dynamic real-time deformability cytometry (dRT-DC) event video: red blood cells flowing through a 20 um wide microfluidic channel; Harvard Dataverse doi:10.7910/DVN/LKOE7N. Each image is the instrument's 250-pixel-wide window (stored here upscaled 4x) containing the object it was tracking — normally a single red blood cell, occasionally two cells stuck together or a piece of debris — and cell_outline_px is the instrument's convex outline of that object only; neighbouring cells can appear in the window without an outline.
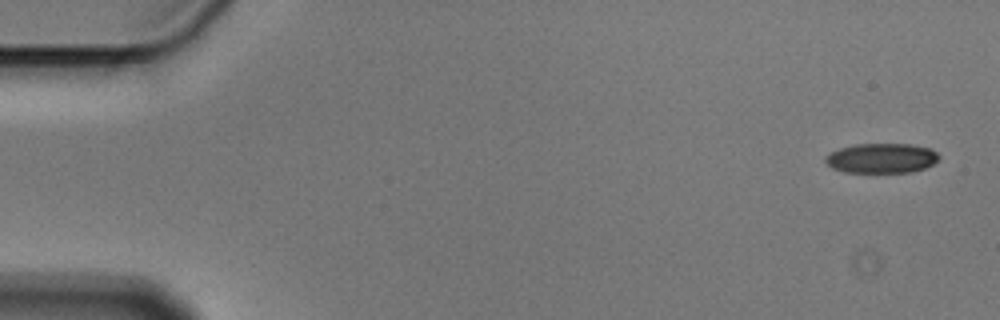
{"species": "Egyptian fruit bat (a non-hibernating species)", "species_latin": "Rousettus aegyptiacus", "temperature_condition": "cold", "stored_images_in_passage": 5, "camera_frame_rate_fps": 3000, "um_per_image_px": 0.085, "animal": {"sex": "male"}, "frame": {"image": 1, "passage_image": 1, "time_ms": 0.0, "image_size_px": [1000, 320], "cell_outline_px": [[940, 160], [924, 168], [912, 172], [844, 172], [832, 168], [824, 160], [824, 156], [840, 148], [856, 144], [912, 144], [932, 148], [940, 156]], "centroid_in_image_um": [74.96, 13.44], "position_along_channel_um": 10.0, "area_um2": 19.83}}
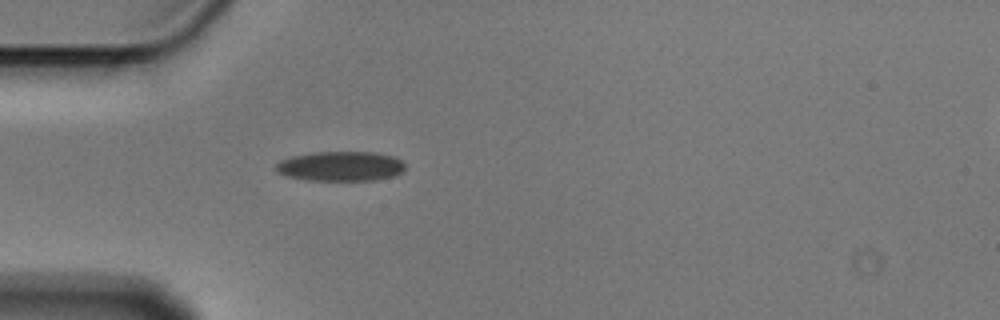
{"frame": {"image": 2, "passage_image": 5, "time_ms": 1.333, "image_size_px": [1000, 320], "cell_outline_px": [[404, 168], [396, 176], [376, 180], [304, 180], [284, 176], [276, 172], [276, 164], [280, 160], [292, 156], [312, 152], [372, 152], [396, 156], [404, 164]], "centroid_in_image_um": [28.92, 14.13], "position_along_channel_um": 56.1, "area_um2": 22.6}}